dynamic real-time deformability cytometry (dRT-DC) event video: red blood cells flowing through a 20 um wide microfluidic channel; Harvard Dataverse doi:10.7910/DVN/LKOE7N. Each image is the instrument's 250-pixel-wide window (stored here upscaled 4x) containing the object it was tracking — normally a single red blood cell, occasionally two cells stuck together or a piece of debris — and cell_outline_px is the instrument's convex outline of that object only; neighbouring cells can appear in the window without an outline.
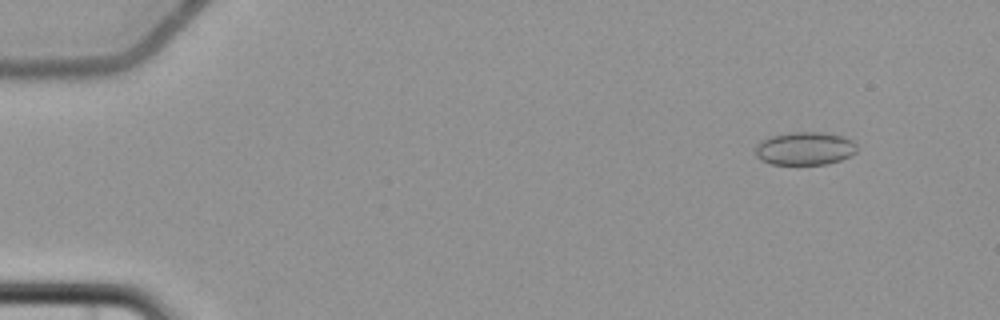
{"species": "common noctule bat (a hibernating species)", "species_latin": "Nyctalus noctula", "temperature_condition": "cold", "stored_images_in_passage": 5, "camera_frame_rate_fps": 3000, "um_per_image_px": 0.085, "animal": {"sex": "female", "body_mass_g": 22.7, "forearm_length_mm": 54.2}, "frame": {"image": 1, "passage_image": 2, "time_ms": 1.0, "image_size_px": [1000, 320], "cell_outline_px": [[856, 152], [840, 160], [828, 164], [772, 164], [760, 160], [756, 156], [756, 144], [760, 140], [772, 136], [792, 132], [820, 132], [844, 136], [852, 140], [856, 144]], "centroid_in_image_um": [68.4, 12.62], "position_along_channel_um": 16.6, "area_um2": 19.59}}
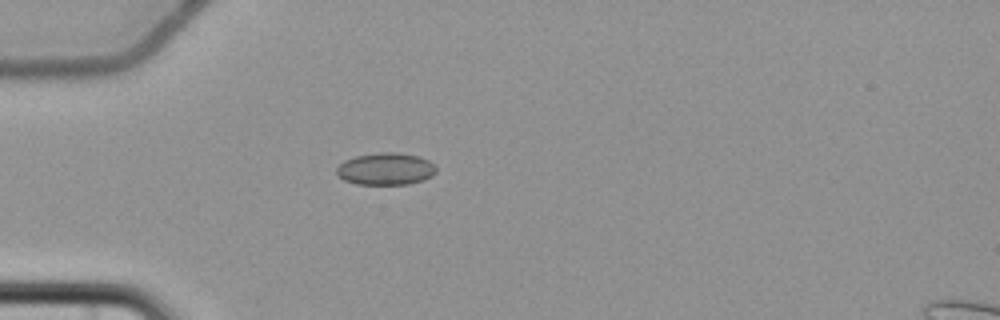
{"frame": {"image": 2, "passage_image": 5, "time_ms": 5.0, "image_size_px": [1000, 320], "cell_outline_px": [[436, 172], [432, 176], [424, 180], [408, 184], [356, 184], [344, 180], [336, 172], [336, 168], [344, 160], [356, 156], [380, 152], [396, 152], [420, 156], [428, 160], [436, 168]], "centroid_in_image_um": [32.79, 14.35], "position_along_channel_um": 52.2, "area_um2": 18.67}}